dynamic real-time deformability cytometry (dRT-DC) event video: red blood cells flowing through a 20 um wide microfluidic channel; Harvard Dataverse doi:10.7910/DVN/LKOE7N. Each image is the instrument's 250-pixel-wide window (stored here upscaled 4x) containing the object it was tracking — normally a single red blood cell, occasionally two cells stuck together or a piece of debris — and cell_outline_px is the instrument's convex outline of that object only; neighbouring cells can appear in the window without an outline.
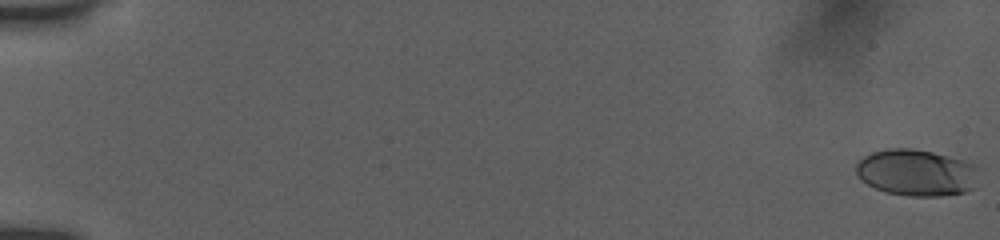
{"species": "human", "species_latin": "Homo sapiens", "temperature_condition": "room temperature", "stored_images_in_passage": 55, "camera_frame_rate_fps": 3000, "um_per_image_px": 0.085, "donor": {"sex": "female"}, "frame": {"image": 1, "passage_image": 1, "time_ms": 0.0, "image_size_px": [1000, 240], "cell_outline_px": [[976, 188], [964, 192], [940, 196], [908, 196], [884, 192], [860, 180], [856, 172], [856, 164], [864, 156], [872, 152], [888, 148], [912, 148], [932, 152], [964, 160], [976, 164]], "centroid_in_image_um": [77.89, 14.68], "position_along_channel_um": 7.1, "area_um2": 33.47}}
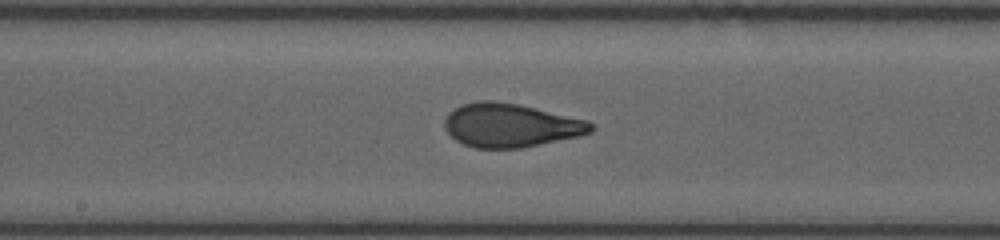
{"frame": {"image": 2, "passage_image": 31, "time_ms": 10.0, "image_size_px": [1000, 240], "cell_outline_px": [[596, 128], [592, 132], [580, 136], [520, 148], [472, 148], [456, 140], [444, 128], [444, 120], [448, 112], [460, 104], [480, 100], [492, 100], [520, 104], [588, 120]], "centroid_in_image_um": [43.4, 10.64], "position_along_channel_um": 204.8, "area_um2": 37.57}}
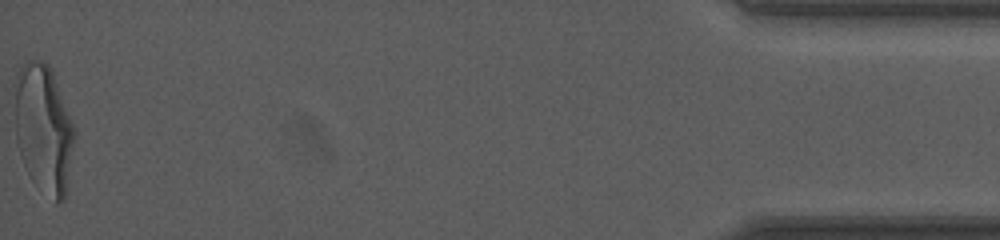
{"frame": {"image": 3, "passage_image": 55, "time_ms": 18.0, "image_size_px": [1000, 240], "cell_outline_px": [[76, 136], [64, 200], [56, 204], [24, 164], [20, 156], [16, 140], [16, 88], [20, 68], [28, 60], [40, 60], [48, 64], [52, 72], [76, 128]], "centroid_in_image_um": [3.76, 10.91], "position_along_channel_um": 431.4, "area_um2": 43.64}, "authors_computed_cell_mechanics": {"area_um2": 36.414, "velocity_mm_per_s": 3.9141, "shape_relaxation_time_tau1_ms": 4.9992, "shape_relaxation_time_tau2_ms": 0.7005, "deformation_change_tau1": 0.2031, "deformation_change_tau2": 0.0711}}